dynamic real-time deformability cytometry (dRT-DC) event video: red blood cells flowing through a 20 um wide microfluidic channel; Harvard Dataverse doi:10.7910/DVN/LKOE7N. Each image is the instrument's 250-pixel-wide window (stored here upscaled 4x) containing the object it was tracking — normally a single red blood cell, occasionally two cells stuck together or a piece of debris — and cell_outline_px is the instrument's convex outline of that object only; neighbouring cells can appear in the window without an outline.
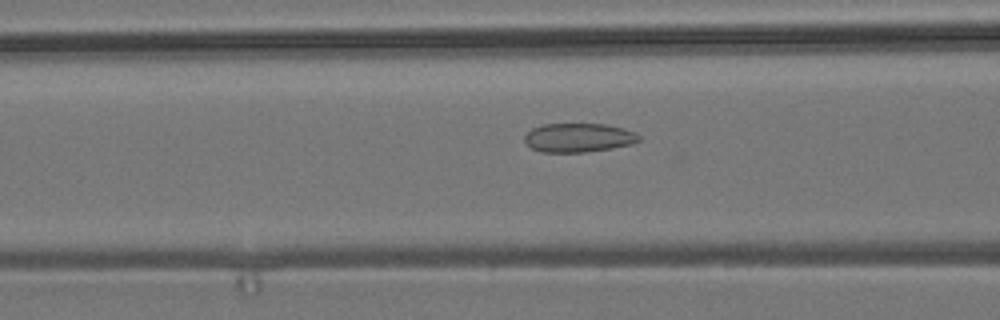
{"species": "common noctule bat (a hibernating species)", "species_latin": "Nyctalus noctula", "temperature_condition": "room temperature", "stored_images_in_passage": 40, "camera_frame_rate_fps": 3000, "um_per_image_px": 0.085, "animal": {"sex": "male", "body_mass_g": 19.2, "forearm_length_mm": 51.8}, "frame": {"image": 1, "passage_image": 6, "time_ms": 1.667, "image_size_px": [1000, 320], "cell_outline_px": [[640, 140], [632, 144], [612, 148], [584, 152], [540, 152], [532, 148], [524, 140], [524, 136], [532, 128], [544, 124], [608, 124], [624, 128], [636, 132], [640, 136]], "centroid_in_image_um": [49.2, 11.7], "position_along_channel_um": 117.4, "area_um2": 19.36}}
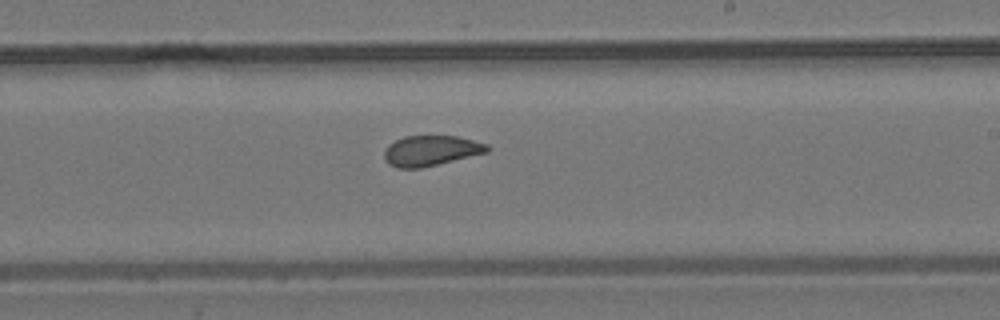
{"frame": {"image": 2, "passage_image": 17, "time_ms": 5.333, "image_size_px": [1000, 320], "cell_outline_px": [[488, 152], [420, 168], [396, 168], [388, 164], [384, 160], [384, 152], [388, 144], [404, 136], [456, 136], [488, 144]], "centroid_in_image_um": [36.58, 12.81], "position_along_channel_um": 252.4, "area_um2": 18.09}}
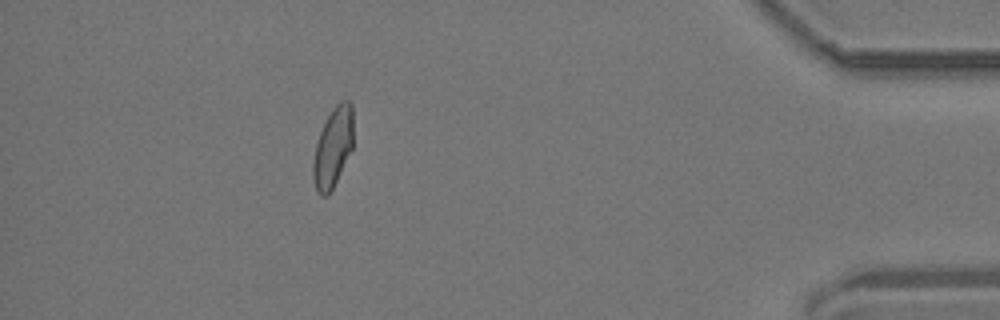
{"frame": {"image": 3, "passage_image": 34, "time_ms": 11.0, "image_size_px": [1000, 320], "cell_outline_px": [[352, 148], [328, 196], [320, 196], [316, 192], [312, 180], [312, 164], [316, 144], [320, 132], [332, 108], [340, 100], [352, 100]], "centroid_in_image_um": [28.27, 12.53], "position_along_channel_um": 406.9, "area_um2": 18.61}, "authors_computed_cell_mechanics": {"area_um2": 19.0451, "velocity_mm_per_s": 3.6831, "shape_relaxation_time_tau1_ms": null, "shape_relaxation_time_tau2_ms": 1.3397, "deformation_change_tau1": null, "deformation_change_tau2": 0.0616}}